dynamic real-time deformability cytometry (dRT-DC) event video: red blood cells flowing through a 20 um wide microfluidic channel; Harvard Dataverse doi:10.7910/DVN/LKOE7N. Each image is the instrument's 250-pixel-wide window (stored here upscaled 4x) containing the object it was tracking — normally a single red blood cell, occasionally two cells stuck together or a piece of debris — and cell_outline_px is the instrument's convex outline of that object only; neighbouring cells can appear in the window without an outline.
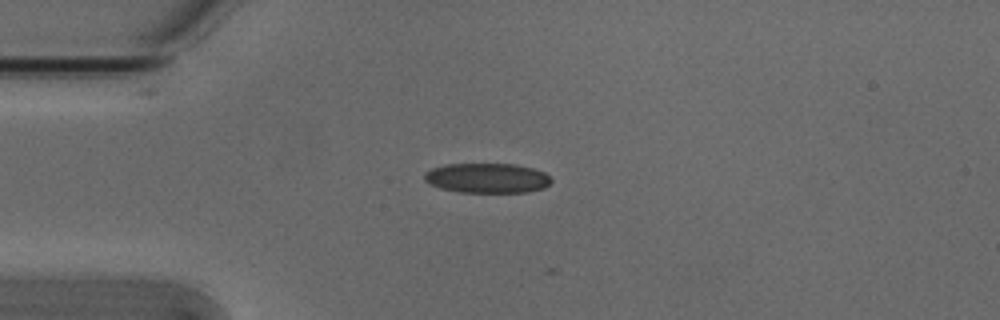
{"species": "Egyptian fruit bat (a non-hibernating species)", "species_latin": "Rousettus aegyptiacus", "temperature_condition": "cold", "stored_images_in_passage": 2, "camera_frame_rate_fps": 3000, "um_per_image_px": 0.085, "animal": {"sex": "male"}, "frame": {"image": 1, "passage_image": 1, "time_ms": 0.0, "image_size_px": [1000, 320], "cell_outline_px": [[552, 180], [544, 188], [528, 192], [460, 192], [440, 188], [428, 184], [424, 180], [424, 172], [432, 168], [444, 164], [516, 164], [532, 168], [544, 172]], "centroid_in_image_um": [41.37, 15.13], "position_along_channel_um": 43.6, "area_um2": 22.14}}